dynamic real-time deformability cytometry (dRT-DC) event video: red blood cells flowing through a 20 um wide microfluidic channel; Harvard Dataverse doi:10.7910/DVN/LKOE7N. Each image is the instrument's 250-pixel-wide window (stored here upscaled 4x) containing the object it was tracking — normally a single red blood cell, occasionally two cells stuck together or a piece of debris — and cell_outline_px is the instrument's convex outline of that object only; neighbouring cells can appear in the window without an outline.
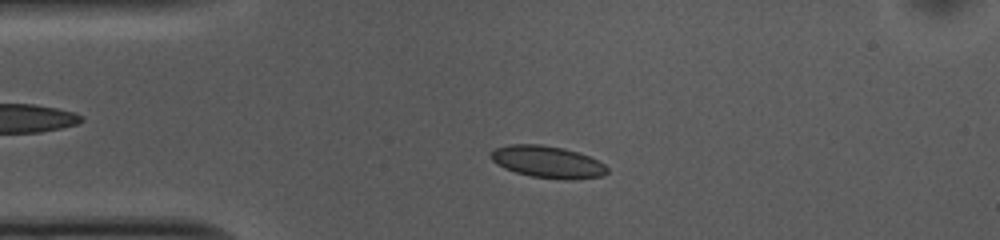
{"species": "common noctule bat (a hibernating species)", "species_latin": "Nyctalus noctula", "temperature_condition": "cold", "stored_images_in_passage": 44, "camera_frame_rate_fps": 3000, "um_per_image_px": 0.085, "animal": {"sex": "female", "body_mass_g": 10.0, "forearm_length_mm": 53.1}, "frame": {"image": 1, "passage_image": 2, "time_ms": 0.333, "image_size_px": [1000, 240], "cell_outline_px": [[608, 172], [604, 176], [572, 180], [564, 180], [532, 176], [516, 172], [504, 168], [496, 164], [488, 156], [496, 148], [508, 144], [540, 144], [564, 148], [588, 156], [604, 164], [608, 168]], "centroid_in_image_um": [46.54, 13.77], "position_along_channel_um": 38.5, "area_um2": 21.73}}
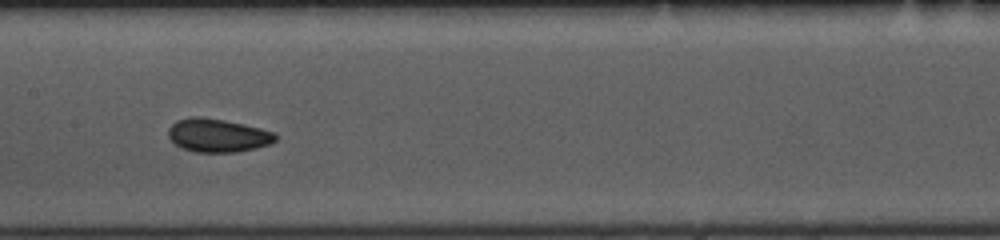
{"frame": {"image": 2, "passage_image": 16, "time_ms": 5.0, "image_size_px": [1000, 240], "cell_outline_px": [[276, 140], [272, 144], [256, 148], [236, 152], [192, 152], [176, 144], [168, 136], [168, 128], [176, 120], [192, 116], [200, 116], [224, 120], [244, 124], [276, 132]], "centroid_in_image_um": [18.52, 11.5], "position_along_channel_um": 188.9, "area_um2": 20.98}}
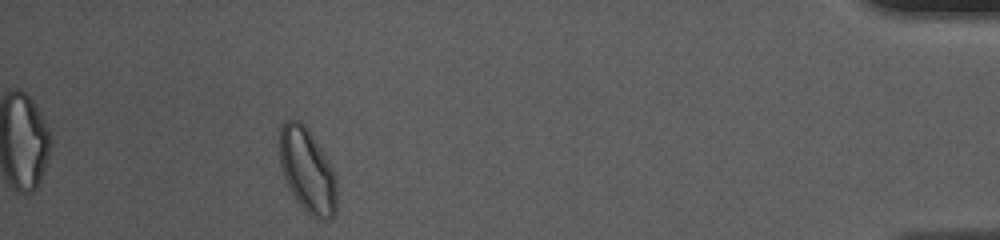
{"frame": {"image": 3, "passage_image": 39, "time_ms": 12.667, "image_size_px": [1000, 240], "cell_outline_px": [[336, 212], [332, 220], [328, 220], [316, 216], [308, 212], [296, 200], [280, 168], [280, 128], [284, 120], [300, 120], [304, 124], [328, 160], [336, 176]], "centroid_in_image_um": [26.13, 14.48], "position_along_channel_um": 409.1, "area_um2": 27.69}, "authors_computed_cell_mechanics": {"area_um2": 21.0103, "velocity_mm_per_s": 3.6788, "shape_relaxation_time_tau1_ms": 3.0308, "shape_relaxation_time_tau2_ms": 2.2007, "deformation_change_tau1": 0.0525, "deformation_change_tau2": 0.0491}}